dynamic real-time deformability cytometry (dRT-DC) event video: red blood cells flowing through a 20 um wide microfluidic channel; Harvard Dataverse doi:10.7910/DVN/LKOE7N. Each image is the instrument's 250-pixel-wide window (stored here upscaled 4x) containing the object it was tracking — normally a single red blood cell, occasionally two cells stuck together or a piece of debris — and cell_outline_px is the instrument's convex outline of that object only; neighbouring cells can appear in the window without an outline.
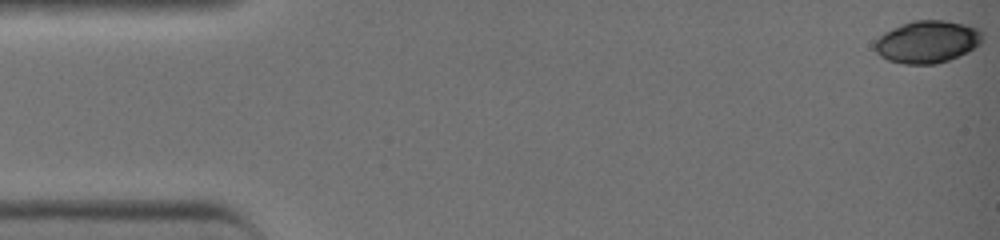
{"species": "common noctule bat (a hibernating species)", "species_latin": "Nyctalus noctula", "temperature_condition": "warm", "stored_images_in_passage": 42, "camera_frame_rate_fps": 3000, "um_per_image_px": 0.085, "animal": {"sex": "female", "body_mass_g": 19.0, "forearm_length_mm": 51.5}, "frame": {"image": 1, "passage_image": 1, "time_ms": 0.0, "image_size_px": [1000, 240], "cell_outline_px": [[984, 40], [980, 44], [968, 52], [948, 60], [936, 64], [904, 64], [888, 60], [880, 56], [876, 52], [872, 44], [884, 32], [892, 28], [912, 20], [944, 20], [964, 24], [980, 28], [984, 32]], "centroid_in_image_um": [78.84, 3.54], "position_along_channel_um": 6.2, "area_um2": 26.93}}
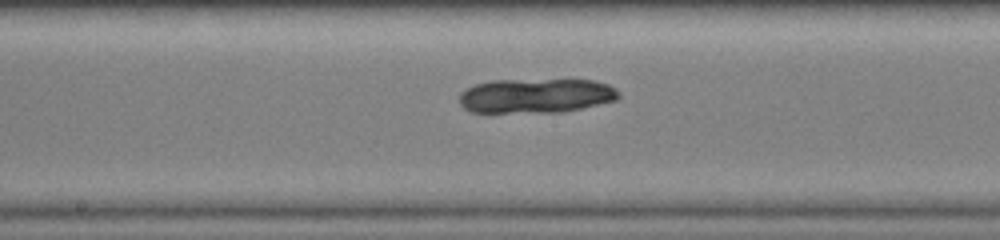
{"frame": {"image": 2, "passage_image": 23, "time_ms": 7.333, "image_size_px": [1000, 240], "cell_outline_px": [[620, 96], [616, 100], [564, 112], [472, 112], [464, 108], [460, 104], [460, 92], [464, 88], [476, 84], [492, 80], [596, 80], [608, 84], [616, 88], [620, 92]], "centroid_in_image_um": [45.56, 8.13], "position_along_channel_um": 202.6, "area_um2": 32.19}}
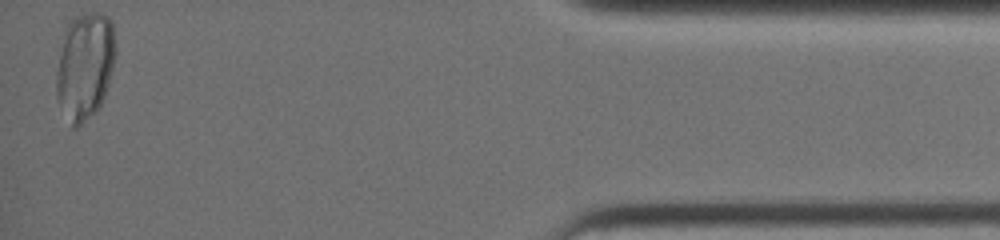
{"frame": {"image": 3, "passage_image": 42, "time_ms": 13.667, "image_size_px": [1000, 240], "cell_outline_px": [[116, 52], [108, 84], [104, 96], [96, 112], [76, 128], [72, 128], [56, 96], [56, 72], [64, 28], [76, 16], [92, 12], [100, 12], [108, 16], [112, 24], [116, 48]], "centroid_in_image_um": [7.21, 5.58], "position_along_channel_um": 428.0, "area_um2": 36.99}}